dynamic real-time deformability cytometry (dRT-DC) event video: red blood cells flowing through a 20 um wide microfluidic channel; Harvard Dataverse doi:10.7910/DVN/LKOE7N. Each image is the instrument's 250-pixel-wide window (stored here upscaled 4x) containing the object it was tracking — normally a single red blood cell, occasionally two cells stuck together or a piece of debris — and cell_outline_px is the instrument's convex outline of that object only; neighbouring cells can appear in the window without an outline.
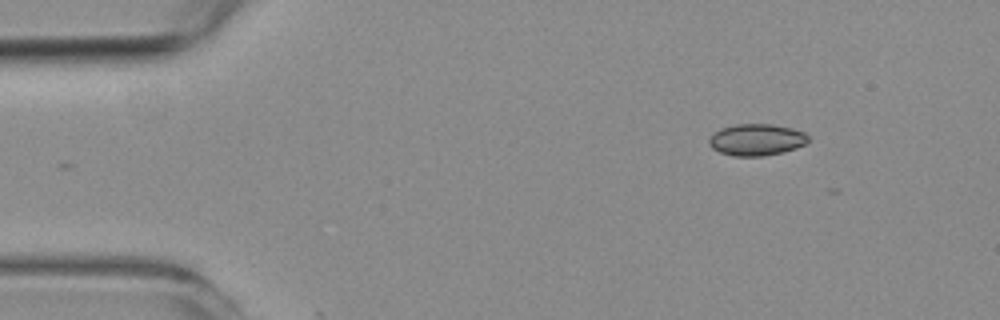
{"species": "common noctule bat (a hibernating species)", "species_latin": "Nyctalus noctula", "temperature_condition": "room temperature", "stored_images_in_passage": 3, "camera_frame_rate_fps": 3000, "um_per_image_px": 0.085, "animal": {"sex": "female", "body_mass_g": 19.3, "forearm_length_mm": 54.1}, "frame": {"image": 1, "passage_image": 1, "time_ms": 0.0, "image_size_px": [1000, 320], "cell_outline_px": [[808, 140], [804, 144], [796, 148], [784, 152], [764, 156], [732, 156], [720, 152], [712, 148], [708, 144], [708, 140], [712, 132], [720, 128], [736, 124], [772, 124], [792, 128], [804, 132], [808, 136]], "centroid_in_image_um": [64.26, 11.87], "position_along_channel_um": 20.7, "area_um2": 18.5}}